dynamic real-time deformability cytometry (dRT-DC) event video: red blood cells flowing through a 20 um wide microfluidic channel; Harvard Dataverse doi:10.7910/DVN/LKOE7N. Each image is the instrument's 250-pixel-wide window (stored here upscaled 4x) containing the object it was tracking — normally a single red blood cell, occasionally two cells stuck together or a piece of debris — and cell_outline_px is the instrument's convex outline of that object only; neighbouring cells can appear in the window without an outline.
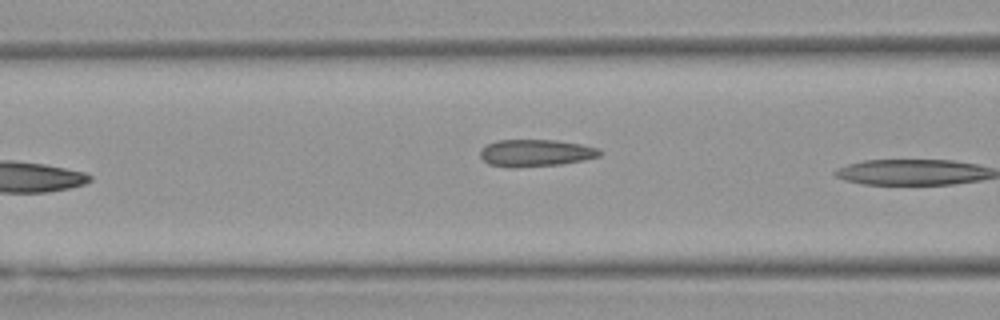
{"species": "Egyptian fruit bat (a non-hibernating species)", "species_latin": "Rousettus aegyptiacus", "temperature_condition": "warm", "stored_images_in_passage": 13, "segment_of_instrument_passage": [1, 2], "camera_frame_rate_fps": 3000, "um_per_image_px": 0.085, "animal": {"sex": "female"}, "frame": {"image": 1, "passage_image": 7, "time_ms": 2.0, "image_size_px": [1000, 320], "cell_outline_px": [[604, 152], [600, 156], [584, 160], [560, 164], [516, 168], [512, 168], [488, 164], [480, 156], [480, 152], [488, 144], [496, 140], [556, 140], [580, 144], [600, 148]], "centroid_in_image_um": [45.57, 13.0], "position_along_channel_um": 121.0, "area_um2": 18.96}}
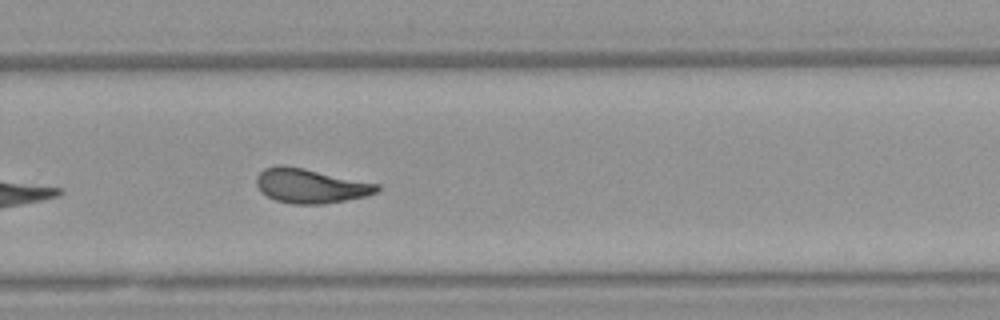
{"frame": {"image": 2, "passage_image": 12, "time_ms": 3.667, "image_size_px": [1000, 320], "cell_outline_px": [[380, 188], [376, 192], [364, 196], [324, 204], [292, 204], [276, 200], [260, 192], [256, 184], [256, 176], [264, 168], [276, 164], [284, 164], [304, 168], [380, 184]], "centroid_in_image_um": [26.34, 15.78], "position_along_channel_um": 303.5, "area_um2": 24.28}}